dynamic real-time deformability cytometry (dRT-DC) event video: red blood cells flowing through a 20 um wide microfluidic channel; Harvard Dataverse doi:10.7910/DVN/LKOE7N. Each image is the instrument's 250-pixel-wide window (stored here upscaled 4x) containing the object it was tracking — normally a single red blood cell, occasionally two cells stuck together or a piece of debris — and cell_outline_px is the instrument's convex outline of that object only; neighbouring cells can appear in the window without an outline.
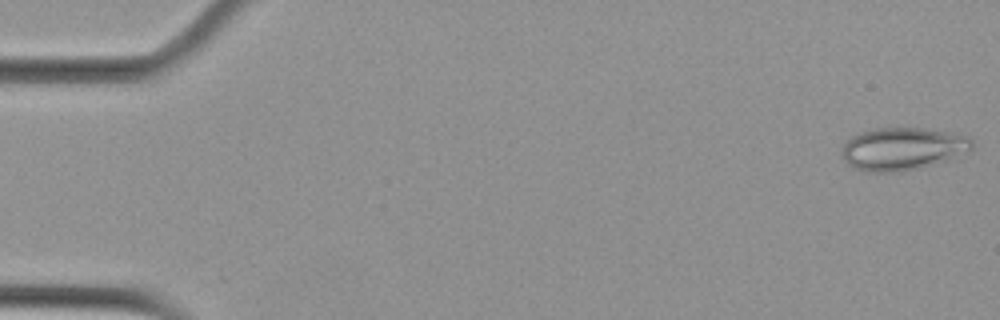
{"species": "Egyptian fruit bat (a non-hibernating species)", "species_latin": "Rousettus aegyptiacus", "temperature_condition": "cold", "stored_images_in_passage": 55, "camera_frame_rate_fps": 3000, "um_per_image_px": 0.085, "animal": {"sex": "female"}, "frame": {"image": 1, "passage_image": 1, "time_ms": 0.0, "image_size_px": [1000, 320], "cell_outline_px": [[972, 148], [944, 160], [900, 172], [868, 172], [856, 168], [848, 164], [844, 160], [844, 144], [852, 136], [860, 132], [876, 128], [920, 128], [968, 136], [972, 140]], "centroid_in_image_um": [76.66, 12.64], "position_along_channel_um": 8.3, "area_um2": 31.39}}
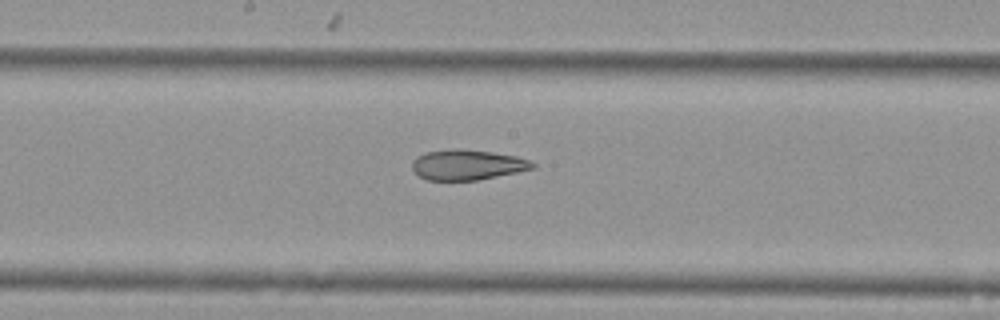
{"frame": {"image": 2, "passage_image": 29, "time_ms": 9.333, "image_size_px": [1000, 320], "cell_outline_px": [[536, 168], [476, 180], [428, 180], [420, 176], [412, 168], [412, 160], [416, 156], [424, 152], [452, 148], [456, 148], [492, 152], [516, 156], [528, 160], [536, 164]], "centroid_in_image_um": [39.7, 13.99], "position_along_channel_um": 208.5, "area_um2": 21.21}}
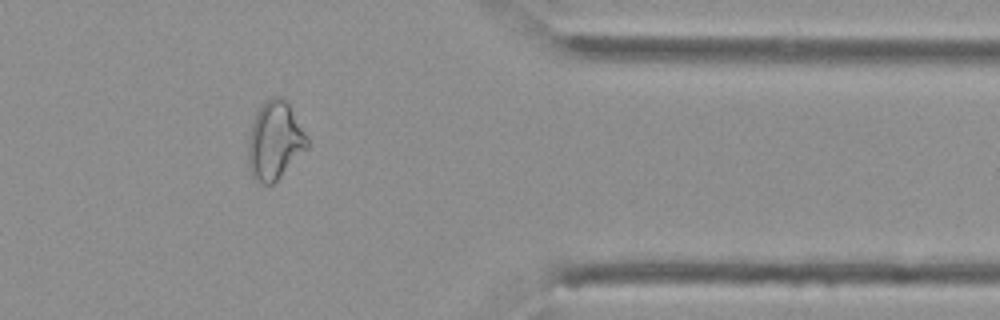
{"frame": {"image": 3, "passage_image": 45, "time_ms": 14.667, "image_size_px": [1000, 320], "cell_outline_px": [[308, 148], [272, 184], [264, 184], [256, 180], [252, 176], [248, 168], [248, 140], [252, 124], [256, 112], [272, 96], [280, 96], [288, 100], [308, 140]], "centroid_in_image_um": [23.35, 11.95], "position_along_channel_um": 388.1, "area_um2": 26.65}, "authors_computed_cell_mechanics": {"area_um2": 27.166, "velocity_mm_per_s": 3.6983, "shape_relaxation_time_tau1_ms": null, "shape_relaxation_time_tau2_ms": 3.6776, "deformation_change_tau1": null, "deformation_change_tau2": 0.1203}}